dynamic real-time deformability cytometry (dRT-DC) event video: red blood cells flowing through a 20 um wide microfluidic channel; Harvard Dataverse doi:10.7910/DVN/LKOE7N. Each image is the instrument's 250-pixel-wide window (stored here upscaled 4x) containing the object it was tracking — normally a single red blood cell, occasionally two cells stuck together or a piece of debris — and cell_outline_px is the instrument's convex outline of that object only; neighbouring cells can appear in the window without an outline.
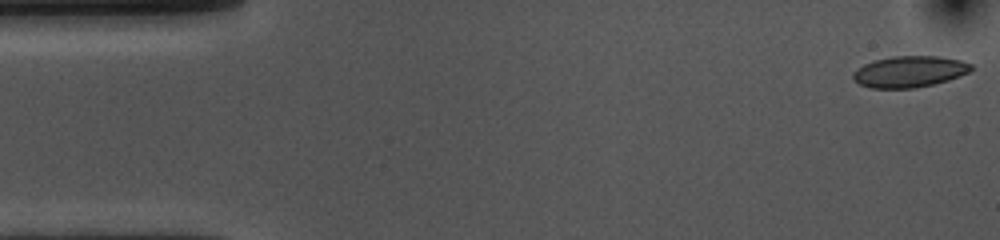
{"species": "common noctule bat (a hibernating species)", "species_latin": "Nyctalus noctula", "temperature_condition": "cold", "stored_images_in_passage": 54, "camera_frame_rate_fps": 3000, "um_per_image_px": 0.085, "animal": {"sex": "female", "body_mass_g": 10.0, "forearm_length_mm": 53.1}, "frame": {"image": 1, "passage_image": 1, "time_ms": 0.0, "image_size_px": [1000, 240], "cell_outline_px": [[972, 68], [968, 72], [948, 80], [932, 84], [912, 88], [872, 88], [860, 84], [852, 76], [852, 72], [864, 64], [876, 60], [892, 56], [940, 56], [960, 60], [972, 64]], "centroid_in_image_um": [77.3, 6.08], "position_along_channel_um": 7.7, "area_um2": 21.27}}
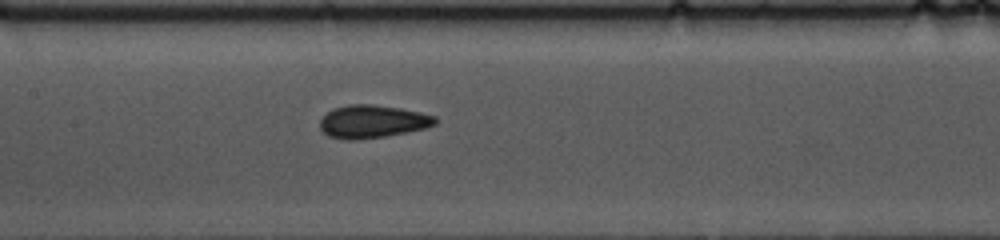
{"frame": {"image": 2, "passage_image": 24, "time_ms": 7.667, "image_size_px": [1000, 240], "cell_outline_px": [[436, 124], [424, 128], [384, 136], [356, 140], [344, 140], [328, 136], [320, 128], [320, 120], [332, 108], [348, 104], [372, 104], [400, 108], [420, 112], [436, 116]], "centroid_in_image_um": [31.62, 10.32], "position_along_channel_um": 175.8, "area_um2": 22.02}}
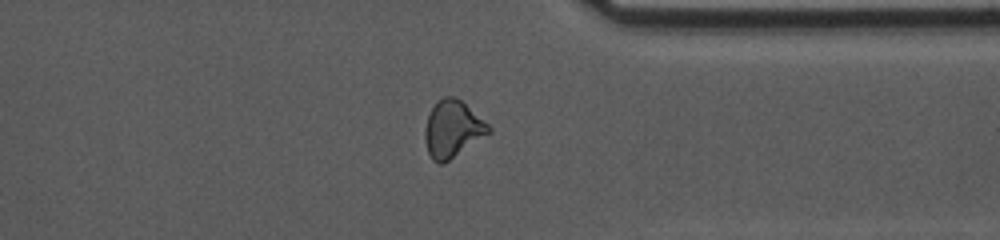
{"frame": {"image": 3, "passage_image": 41, "time_ms": 13.333, "image_size_px": [1000, 240], "cell_outline_px": [[492, 132], [444, 164], [440, 164], [432, 160], [428, 152], [424, 136], [424, 128], [428, 116], [436, 100], [444, 96], [456, 96], [488, 124], [492, 128]], "centroid_in_image_um": [38.46, 10.97], "position_along_channel_um": 372.9, "area_um2": 21.27}, "authors_computed_cell_mechanics": {"area_um2": 21.4438, "velocity_mm_per_s": 3.6106, "shape_relaxation_time_tau1_ms": 4.4254, "shape_relaxation_time_tau2_ms": 2.0936, "deformation_change_tau1": 0.1151, "deformation_change_tau2": 0.0898}}